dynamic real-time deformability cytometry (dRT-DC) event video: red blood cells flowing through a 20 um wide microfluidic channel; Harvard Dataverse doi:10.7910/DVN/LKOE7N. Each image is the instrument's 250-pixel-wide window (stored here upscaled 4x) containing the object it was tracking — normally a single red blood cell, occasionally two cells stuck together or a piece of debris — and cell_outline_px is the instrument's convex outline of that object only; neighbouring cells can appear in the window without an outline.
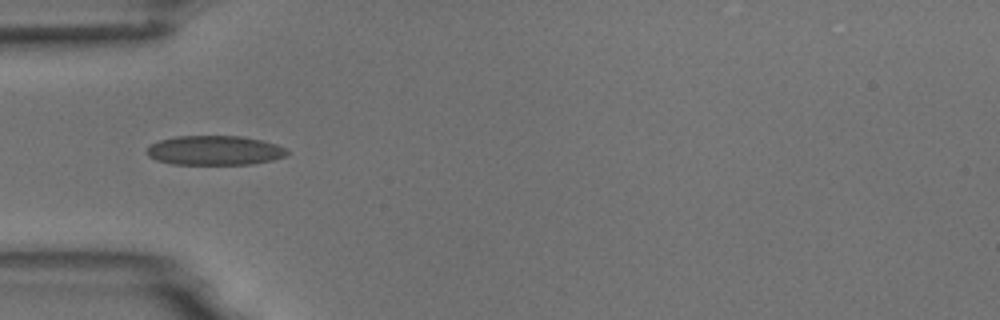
{"species": "common noctule bat (a hibernating species)", "species_latin": "Nyctalus noctula", "temperature_condition": "room temperature", "stored_images_in_passage": 2, "camera_frame_rate_fps": 3000, "um_per_image_px": 0.085, "animal": {"sex": "male", "body_mass_g": 18.8}, "frame": {"image": 1, "passage_image": 1, "time_ms": 0.0, "image_size_px": [1000, 320], "cell_outline_px": [[288, 156], [272, 160], [252, 164], [172, 164], [156, 160], [148, 156], [144, 152], [148, 144], [160, 140], [176, 136], [244, 136], [276, 144], [284, 148], [288, 152]], "centroid_in_image_um": [18.2, 12.78], "position_along_channel_um": 66.8, "area_um2": 24.28}}